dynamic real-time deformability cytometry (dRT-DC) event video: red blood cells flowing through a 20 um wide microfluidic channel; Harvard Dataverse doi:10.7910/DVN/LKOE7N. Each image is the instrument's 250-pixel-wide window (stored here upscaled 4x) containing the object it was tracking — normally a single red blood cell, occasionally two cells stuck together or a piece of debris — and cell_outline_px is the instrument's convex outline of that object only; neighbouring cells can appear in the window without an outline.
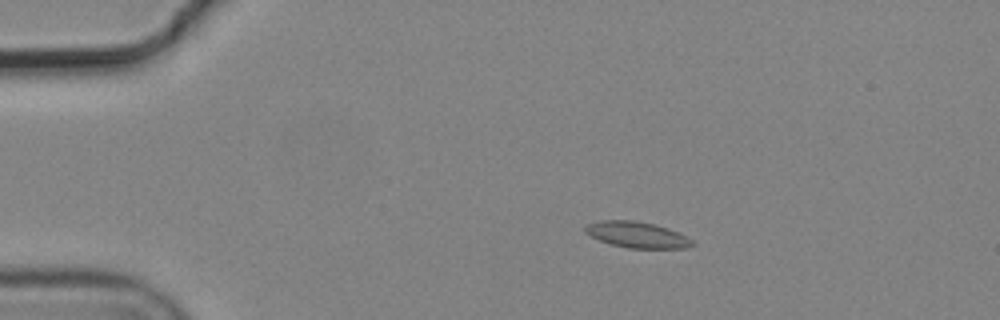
{"species": "common noctule bat (a hibernating species)", "species_latin": "Nyctalus noctula", "temperature_condition": "cold", "stored_images_in_passage": 7, "camera_frame_rate_fps": 3000, "um_per_image_px": 0.085, "animal": {"sex": "male", "body_mass_g": 19.2, "forearm_length_mm": 51.8}, "frame": {"image": 1, "passage_image": 4, "time_ms": 1.0, "image_size_px": [1000, 320], "cell_outline_px": [[696, 244], [688, 248], [628, 248], [612, 244], [600, 240], [584, 232], [584, 228], [588, 224], [600, 220], [636, 220], [656, 224], [668, 228], [692, 240]], "centroid_in_image_um": [54.15, 19.94], "position_along_channel_um": 30.8, "area_um2": 16.18}}
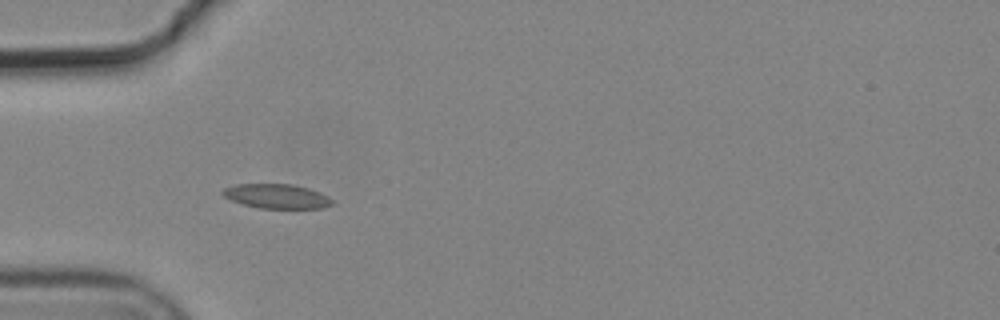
{"frame": {"image": 2, "passage_image": 6, "time_ms": 1.667, "image_size_px": [1000, 320], "cell_outline_px": [[332, 204], [324, 208], [260, 208], [244, 204], [232, 200], [224, 196], [220, 192], [224, 188], [236, 184], [292, 184], [308, 188], [320, 192], [328, 196], [332, 200]], "centroid_in_image_um": [23.52, 16.67], "position_along_channel_um": 61.5, "area_um2": 15.49}}
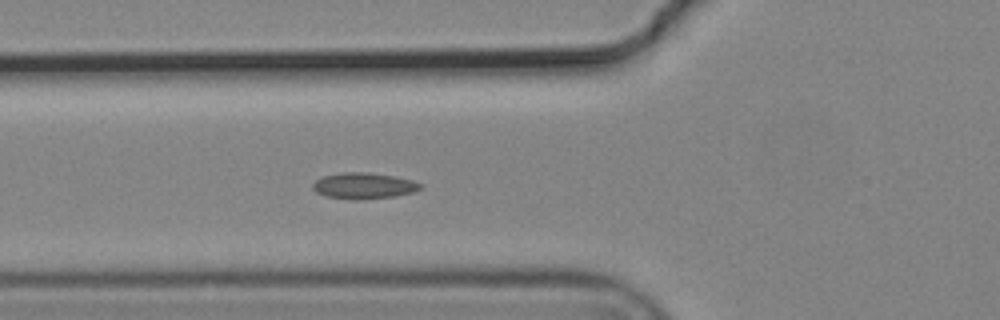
{"frame": {"image": 3, "passage_image": 7, "time_ms": 2.0, "image_size_px": [1000, 320], "cell_outline_px": [[424, 188], [412, 192], [396, 196], [356, 200], [352, 200], [324, 196], [316, 192], [312, 188], [312, 184], [316, 180], [324, 176], [344, 172], [368, 172], [396, 176], [412, 180], [424, 184]], "centroid_in_image_um": [30.95, 15.79], "position_along_channel_um": 94.9, "area_um2": 16.59}}